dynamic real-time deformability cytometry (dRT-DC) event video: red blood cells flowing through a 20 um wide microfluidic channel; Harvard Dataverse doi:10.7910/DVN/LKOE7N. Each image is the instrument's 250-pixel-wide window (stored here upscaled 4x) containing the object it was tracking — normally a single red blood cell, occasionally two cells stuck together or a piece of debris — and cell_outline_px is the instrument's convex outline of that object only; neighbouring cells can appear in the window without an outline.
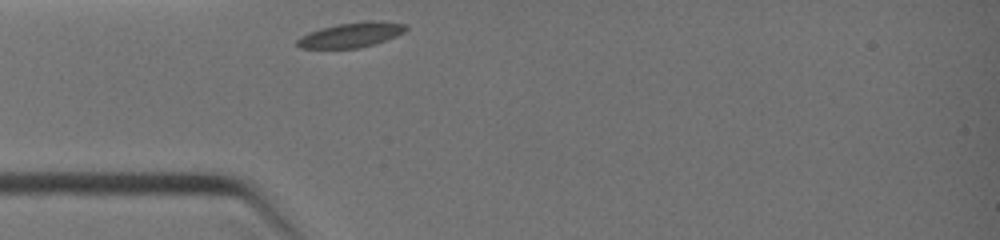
{"species": "common noctule bat (a hibernating species)", "species_latin": "Nyctalus noctula", "temperature_condition": "warm", "stored_images_in_passage": 17, "camera_frame_rate_fps": 3000, "um_per_image_px": 0.085, "animal": {"sex": "female", "body_mass_g": 19.0, "forearm_length_mm": 51.5}, "frame": {"image": 1, "passage_image": 1, "time_ms": 0.0, "image_size_px": [1000, 240], "cell_outline_px": [[408, 28], [404, 32], [396, 36], [360, 48], [300, 48], [296, 44], [296, 40], [300, 36], [308, 32], [320, 28], [336, 24], [372, 20], [408, 24]], "centroid_in_image_um": [29.83, 2.96], "position_along_channel_um": 55.2, "area_um2": 15.78}}
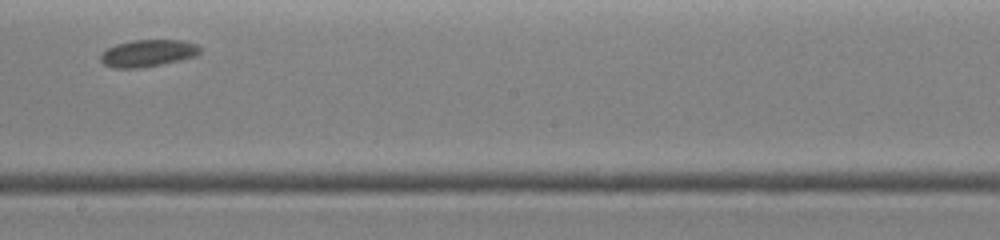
{"frame": {"image": 2, "passage_image": 10, "time_ms": 3.667, "image_size_px": [1000, 240], "cell_outline_px": [[200, 52], [196, 56], [180, 60], [140, 68], [112, 68], [104, 64], [100, 60], [100, 56], [108, 48], [116, 44], [132, 40], [184, 40], [196, 44], [200, 48]], "centroid_in_image_um": [12.57, 4.52], "position_along_channel_um": 235.6, "area_um2": 15.61}}
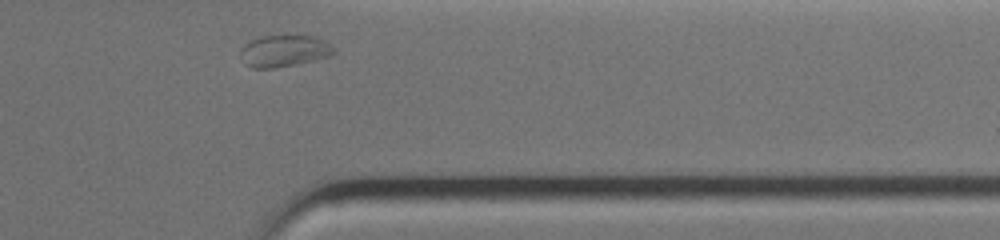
{"frame": {"image": 3, "passage_image": 17, "time_ms": 6.667, "image_size_px": [1000, 240], "cell_outline_px": [[336, 52], [332, 56], [316, 60], [296, 64], [272, 68], [252, 68], [244, 64], [240, 52], [240, 48], [248, 40], [260, 36], [312, 36], [328, 44]], "centroid_in_image_um": [24.09, 4.34], "position_along_channel_um": 387.3, "area_um2": 17.22}}